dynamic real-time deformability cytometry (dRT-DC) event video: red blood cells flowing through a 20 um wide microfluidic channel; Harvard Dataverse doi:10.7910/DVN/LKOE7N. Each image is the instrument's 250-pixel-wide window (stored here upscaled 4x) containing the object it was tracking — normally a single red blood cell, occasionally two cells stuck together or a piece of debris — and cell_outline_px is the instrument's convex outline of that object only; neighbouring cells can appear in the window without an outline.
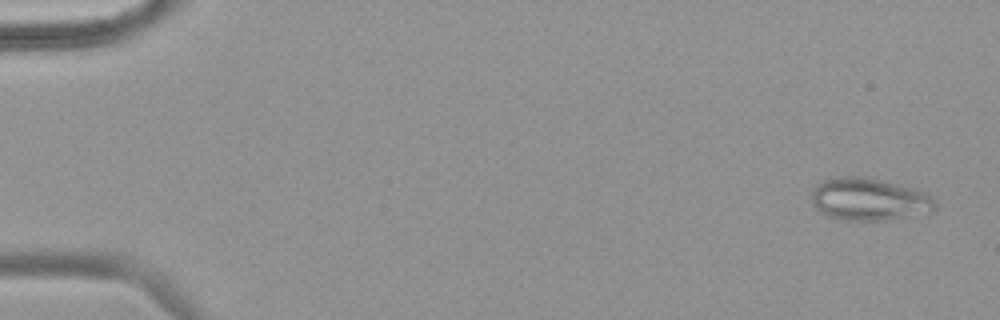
{"species": "common noctule bat (a hibernating species)", "species_latin": "Nyctalus noctula", "temperature_condition": "warm", "stored_images_in_passage": 55, "camera_frame_rate_fps": 3000, "um_per_image_px": 0.085, "animal": {"sex": "female", "body_mass_g": 18.4}, "frame": {"image": 1, "passage_image": 3, "time_ms": 0.667, "image_size_px": [1000, 320], "cell_outline_px": [[936, 208], [932, 212], [884, 220], [844, 220], [828, 216], [820, 212], [812, 204], [812, 188], [816, 184], [824, 180], [840, 176], [864, 176], [912, 188], [924, 192], [936, 204]], "centroid_in_image_um": [73.82, 16.94], "position_along_channel_um": 11.2, "area_um2": 30.4}}
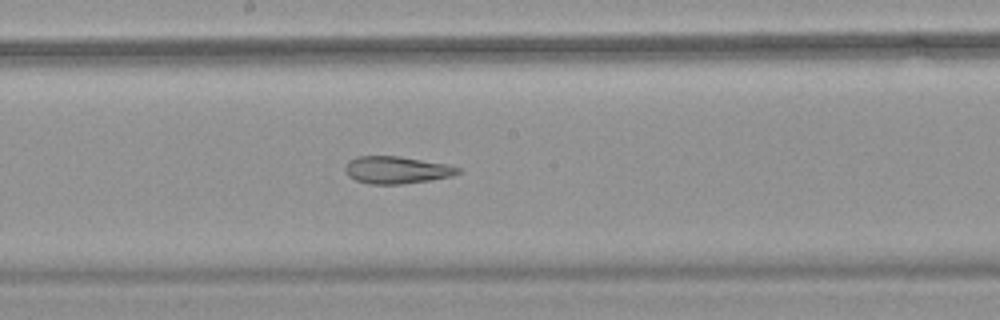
{"frame": {"image": 2, "passage_image": 31, "time_ms": 10.0, "image_size_px": [1000, 320], "cell_outline_px": [[460, 172], [452, 176], [428, 180], [400, 184], [368, 184], [356, 180], [348, 176], [344, 168], [348, 160], [356, 156], [400, 156], [448, 164], [460, 168]], "centroid_in_image_um": [33.68, 14.44], "position_along_channel_um": 214.5, "area_um2": 17.98}}
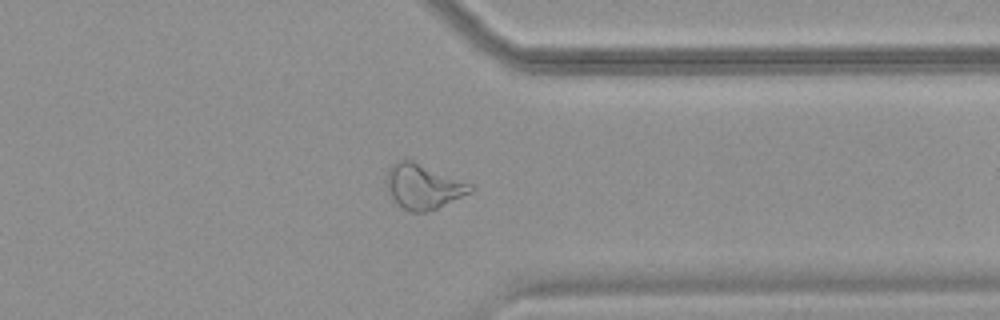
{"frame": {"image": 3, "passage_image": 44, "time_ms": 14.333, "image_size_px": [1000, 320], "cell_outline_px": [[476, 188], [472, 192], [436, 208], [424, 212], [412, 212], [404, 208], [392, 196], [388, 188], [388, 172], [392, 164], [400, 160], [412, 160], [472, 184]], "centroid_in_image_um": [36.03, 15.84], "position_along_channel_um": 375.4, "area_um2": 21.27}, "authors_computed_cell_mechanics": {"area_um2": 23.987, "velocity_mm_per_s": 3.7469, "shape_relaxation_time_tau1_ms": null, "shape_relaxation_time_tau2_ms": 3.0497, "deformation_change_tau1": null, "deformation_change_tau2": 0.1341}}